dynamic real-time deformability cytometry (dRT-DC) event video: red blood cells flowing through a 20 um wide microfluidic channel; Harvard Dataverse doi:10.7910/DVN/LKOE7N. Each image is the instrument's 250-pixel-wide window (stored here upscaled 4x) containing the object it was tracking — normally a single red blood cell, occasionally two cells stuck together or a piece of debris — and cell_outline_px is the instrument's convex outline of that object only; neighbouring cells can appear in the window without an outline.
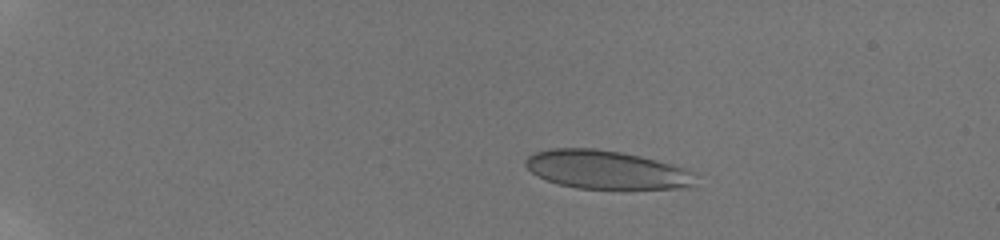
{"species": "human", "species_latin": "Homo sapiens", "temperature_condition": "room temperature", "stored_images_in_passage": 45, "camera_frame_rate_fps": 3000, "um_per_image_px": 0.085, "donor": {"sex": "male"}, "frame": {"image": 1, "passage_image": 1, "time_ms": 0.0, "image_size_px": [1000, 240], "cell_outline_px": [[692, 184], [688, 188], [576, 188], [560, 184], [548, 180], [532, 172], [524, 164], [524, 160], [528, 156], [536, 152], [548, 148], [596, 148], [620, 152], [640, 156], [672, 164], [684, 168], [692, 172]], "centroid_in_image_um": [51.48, 14.41], "position_along_channel_um": 33.5, "area_um2": 37.57}}
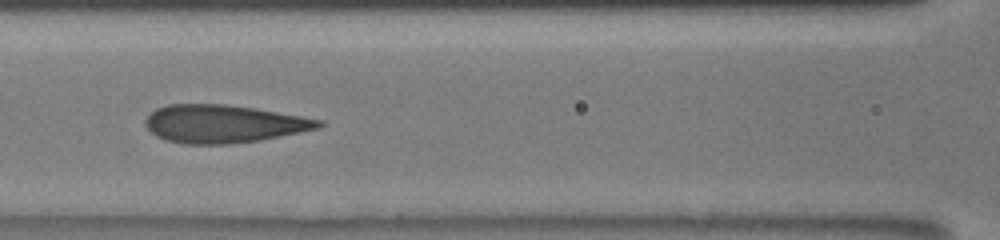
{"frame": {"image": 2, "passage_image": 18, "time_ms": 5.667, "image_size_px": [1000, 240], "cell_outline_px": [[324, 124], [320, 128], [260, 140], [228, 144], [184, 144], [164, 140], [156, 136], [144, 124], [144, 120], [156, 108], [168, 104], [224, 104], [256, 108], [324, 120]], "centroid_in_image_um": [19.0, 10.52], "position_along_channel_um": 147.6, "area_um2": 38.44}}
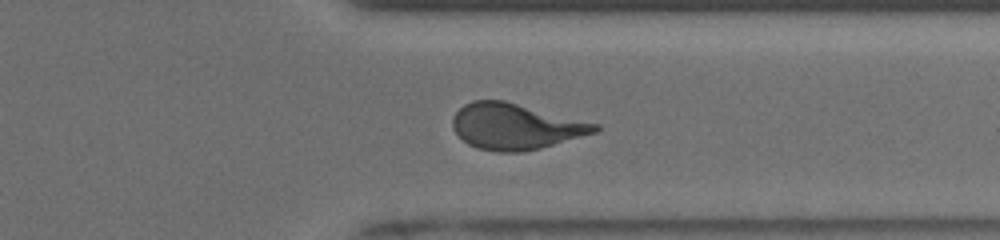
{"frame": {"image": 3, "passage_image": 35, "time_ms": 11.333, "image_size_px": [1000, 240], "cell_outline_px": [[600, 128], [596, 132], [540, 148], [520, 152], [496, 152], [476, 148], [468, 144], [452, 128], [452, 116], [464, 104], [472, 100], [504, 100], [600, 124]], "centroid_in_image_um": [43.8, 10.74], "position_along_channel_um": 367.6, "area_um2": 38.03}, "authors_computed_cell_mechanics": {"area_um2": 38.3214, "velocity_mm_per_s": 3.8787, "shape_relaxation_time_tau1_ms": 10.8453, "shape_relaxation_time_tau2_ms": 0.7692, "deformation_change_tau1": 0.306, "deformation_change_tau2": 0.0743}}